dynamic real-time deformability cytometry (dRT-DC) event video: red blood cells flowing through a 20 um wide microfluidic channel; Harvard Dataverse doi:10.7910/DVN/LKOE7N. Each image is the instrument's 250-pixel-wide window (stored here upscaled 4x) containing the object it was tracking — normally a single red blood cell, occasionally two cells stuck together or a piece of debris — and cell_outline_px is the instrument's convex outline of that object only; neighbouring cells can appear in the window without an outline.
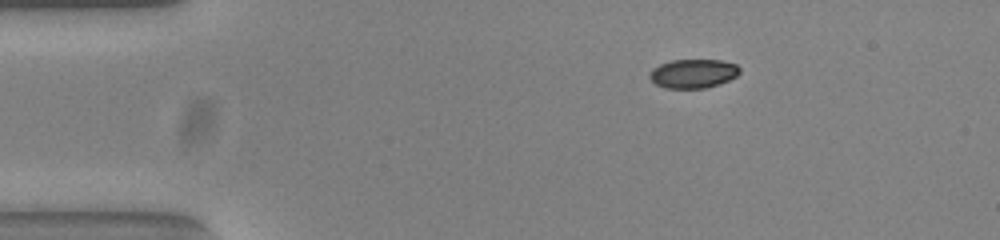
{"species": "common noctule bat (a hibernating species)", "species_latin": "Nyctalus noctula", "temperature_condition": "warm", "stored_images_in_passage": 46, "camera_frame_rate_fps": 3000, "um_per_image_px": 0.085, "animal": {"sex": "female", "body_mass_g": 23.0, "forearm_length_mm": 53.4}, "frame": {"image": 1, "passage_image": 1, "time_ms": 0.0, "image_size_px": [1000, 240], "cell_outline_px": [[740, 72], [736, 76], [720, 84], [704, 88], [664, 88], [656, 84], [648, 76], [652, 68], [660, 64], [672, 60], [720, 60], [736, 64], [740, 68]], "centroid_in_image_um": [58.91, 6.25], "position_along_channel_um": 26.1, "area_um2": 15.2}}
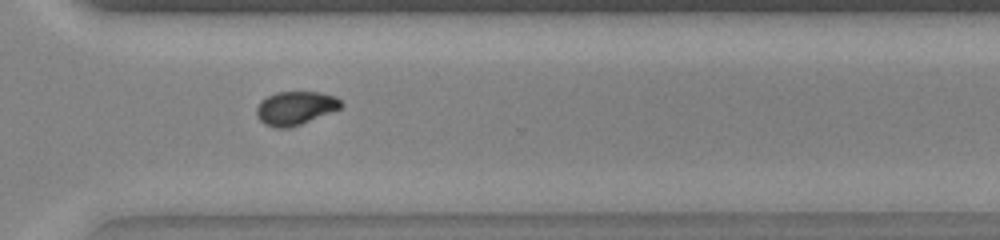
{"frame": {"image": 2, "passage_image": 31, "time_ms": 10.0, "image_size_px": [1000, 240], "cell_outline_px": [[344, 104], [340, 108], [300, 124], [288, 128], [276, 128], [264, 124], [260, 120], [256, 112], [256, 108], [260, 100], [276, 92], [320, 92], [336, 96]], "centroid_in_image_um": [25.09, 9.17], "position_along_channel_um": 345.5, "area_um2": 16.42}}
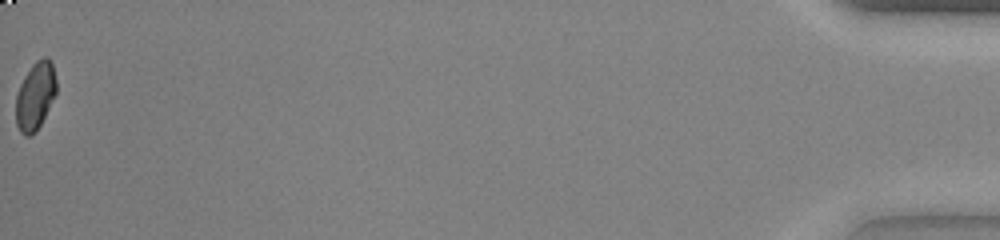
{"frame": {"image": 3, "passage_image": 46, "time_ms": 15.0, "image_size_px": [1000, 240], "cell_outline_px": [[56, 92], [36, 132], [32, 136], [24, 136], [20, 132], [16, 124], [16, 96], [20, 84], [24, 76], [32, 64], [36, 60], [44, 56], [48, 56], [52, 60], [56, 80]], "centroid_in_image_um": [2.99, 8.13], "position_along_channel_um": 432.2, "area_um2": 16.07}, "authors_computed_cell_mechanics": {"area_um2": 16.4152, "velocity_mm_per_s": 3.8387, "shape_relaxation_time_tau1_ms": 3.0192, "shape_relaxation_time_tau2_ms": 2.5106, "deformation_change_tau1": 0.1073, "deformation_change_tau2": 0.0367}}